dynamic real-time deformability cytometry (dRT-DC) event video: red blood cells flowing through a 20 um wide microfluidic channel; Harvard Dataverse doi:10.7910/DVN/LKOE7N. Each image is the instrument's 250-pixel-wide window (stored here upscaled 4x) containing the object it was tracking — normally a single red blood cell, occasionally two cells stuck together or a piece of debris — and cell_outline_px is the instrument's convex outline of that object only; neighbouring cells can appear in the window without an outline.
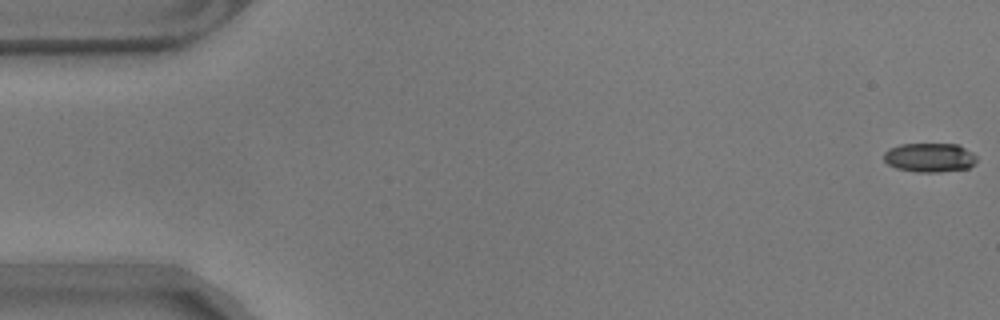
{"species": "common noctule bat (a hibernating species)", "species_latin": "Nyctalus noctula", "temperature_condition": "warm", "stored_images_in_passage": 57, "camera_frame_rate_fps": 3000, "um_per_image_px": 0.085, "animal": {"sex": "male", "body_mass_g": 17.9}, "frame": {"image": 1, "passage_image": 1, "time_ms": 0.0, "image_size_px": [1000, 320], "cell_outline_px": [[976, 160], [968, 168], [940, 172], [916, 172], [896, 168], [888, 164], [884, 160], [884, 152], [888, 148], [900, 144], [956, 144], [972, 152], [976, 156]], "centroid_in_image_um": [78.98, 13.39], "position_along_channel_um": 6.0, "area_um2": 15.72}}
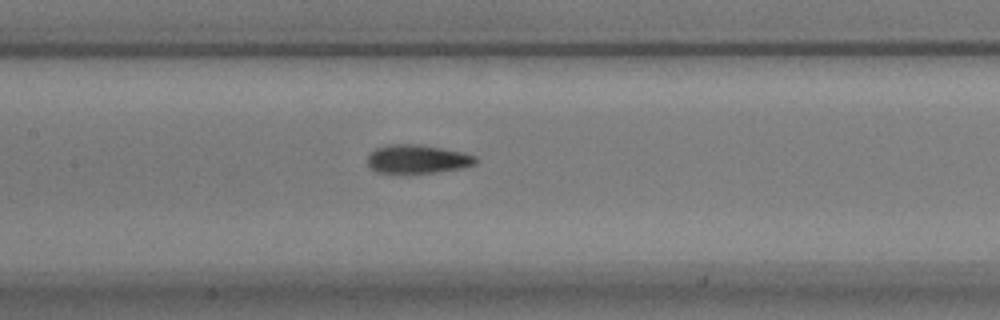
{"frame": {"image": 2, "passage_image": 27, "time_ms": 8.667, "image_size_px": [1000, 320], "cell_outline_px": [[476, 164], [460, 168], [436, 172], [376, 172], [368, 164], [368, 152], [384, 144], [420, 144], [464, 152], [476, 156]], "centroid_in_image_um": [35.47, 13.49], "position_along_channel_um": 171.9, "area_um2": 17.98}}
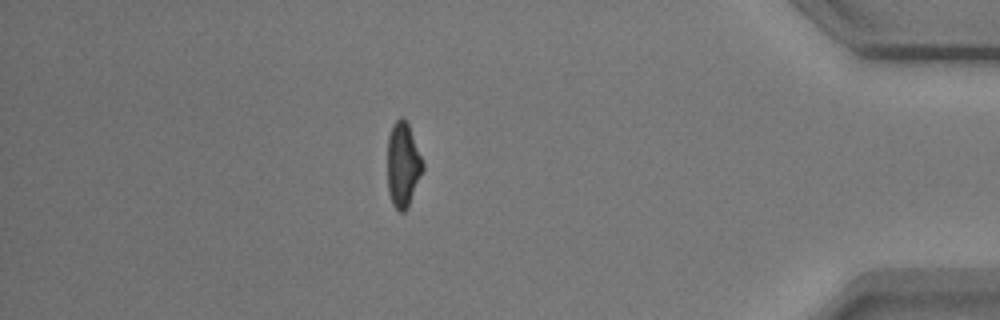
{"frame": {"image": 3, "passage_image": 50, "time_ms": 16.333, "image_size_px": [1000, 320], "cell_outline_px": [[424, 168], [408, 208], [404, 212], [400, 212], [392, 204], [388, 192], [388, 136], [392, 124], [400, 116], [404, 116], [408, 124], [424, 164]], "centroid_in_image_um": [34.25, 14.0], "position_along_channel_um": 401.0, "area_um2": 17.51}, "authors_computed_cell_mechanics": {"area_um2": 17.7446, "velocity_mm_per_s": 3.5429, "shape_relaxation_time_tau1_ms": 5.8828, "shape_relaxation_time_tau2_ms": 2.2615, "deformation_change_tau1": 0.1832, "deformation_change_tau2": 0.0958}}